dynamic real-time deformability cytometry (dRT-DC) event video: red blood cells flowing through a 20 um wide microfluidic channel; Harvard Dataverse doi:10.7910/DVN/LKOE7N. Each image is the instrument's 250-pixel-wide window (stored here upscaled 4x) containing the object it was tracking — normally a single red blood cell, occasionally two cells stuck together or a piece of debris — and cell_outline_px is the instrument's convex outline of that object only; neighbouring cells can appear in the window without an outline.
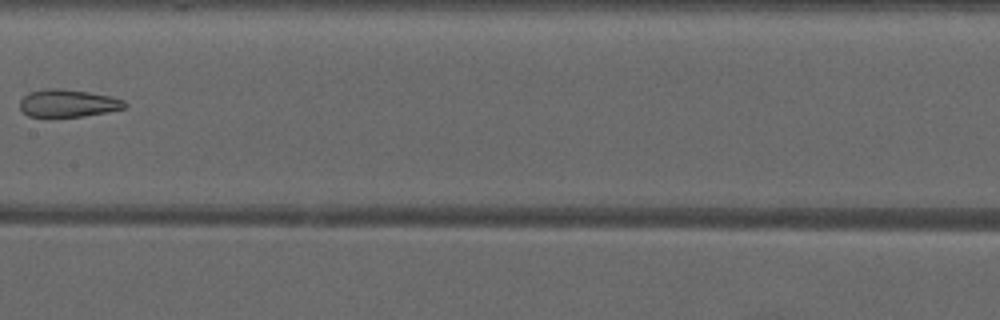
{"species": "common noctule bat (a hibernating species)", "species_latin": "Nyctalus noctula", "temperature_condition": "warm", "stored_images_in_passage": 9, "camera_frame_rate_fps": 3000, "um_per_image_px": 0.085, "animal": {"sex": "male", "forearm_length_mm": 52.5}, "frame": {"image": 1, "passage_image": 8, "time_ms": 8.333, "image_size_px": [1000, 320], "cell_outline_px": [[128, 108], [108, 112], [84, 116], [28, 116], [20, 108], [20, 100], [28, 92], [44, 88], [60, 88], [88, 92], [112, 96], [124, 100], [128, 104]], "centroid_in_image_um": [5.82, 8.76], "position_along_channel_um": 201.6, "area_um2": 16.99}}